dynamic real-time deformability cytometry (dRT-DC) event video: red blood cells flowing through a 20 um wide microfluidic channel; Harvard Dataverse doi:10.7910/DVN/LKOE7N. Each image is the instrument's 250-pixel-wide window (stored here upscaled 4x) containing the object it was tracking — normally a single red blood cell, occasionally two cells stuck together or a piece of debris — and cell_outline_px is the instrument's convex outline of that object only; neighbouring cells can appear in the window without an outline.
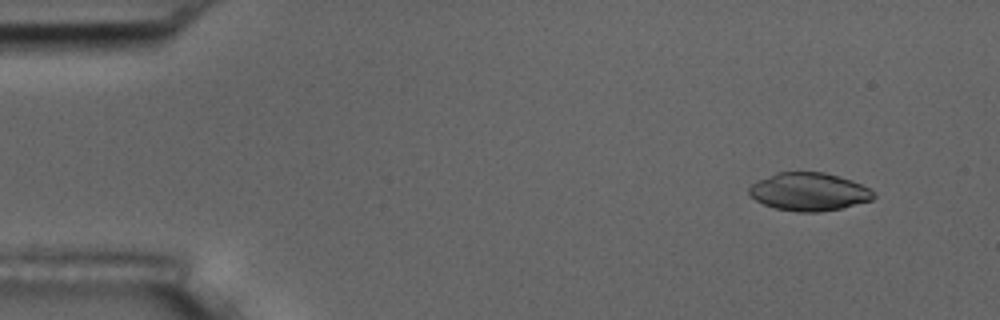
{"species": "common noctule bat (a hibernating species)", "species_latin": "Nyctalus noctula", "temperature_condition": "room temperature", "stored_images_in_passage": 4, "camera_frame_rate_fps": 3000, "um_per_image_px": 0.085, "animal": {"sex": "male", "body_mass_g": 17.5, "forearm_length_mm": 52.3}, "frame": {"image": 1, "passage_image": 1, "time_ms": 0.0, "image_size_px": [1000, 320], "cell_outline_px": [[876, 196], [872, 200], [840, 208], [820, 212], [796, 212], [776, 208], [764, 204], [756, 200], [748, 192], [748, 188], [756, 180], [776, 172], [824, 172], [852, 180], [868, 188]], "centroid_in_image_um": [68.73, 16.29], "position_along_channel_um": 16.3, "area_um2": 27.51}}
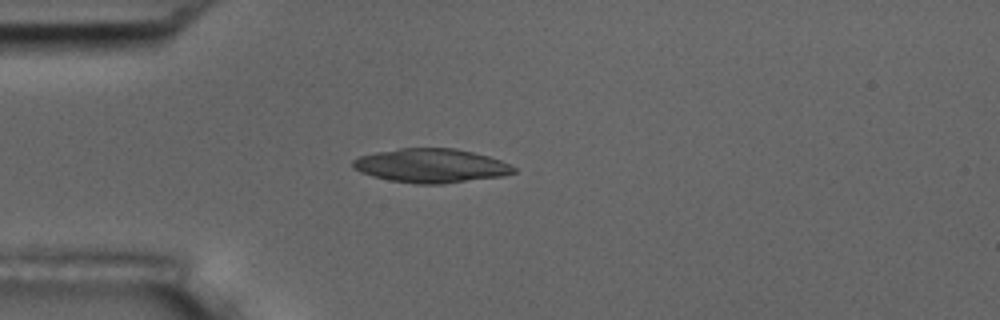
{"frame": {"image": 2, "passage_image": 4, "time_ms": 3.333, "image_size_px": [1000, 320], "cell_outline_px": [[516, 172], [504, 176], [444, 184], [416, 184], [388, 180], [372, 176], [360, 172], [352, 164], [352, 160], [360, 156], [376, 152], [400, 148], [456, 148], [488, 156], [500, 160], [516, 168]], "centroid_in_image_um": [36.65, 14.09], "position_along_channel_um": 48.3, "area_um2": 31.91}}